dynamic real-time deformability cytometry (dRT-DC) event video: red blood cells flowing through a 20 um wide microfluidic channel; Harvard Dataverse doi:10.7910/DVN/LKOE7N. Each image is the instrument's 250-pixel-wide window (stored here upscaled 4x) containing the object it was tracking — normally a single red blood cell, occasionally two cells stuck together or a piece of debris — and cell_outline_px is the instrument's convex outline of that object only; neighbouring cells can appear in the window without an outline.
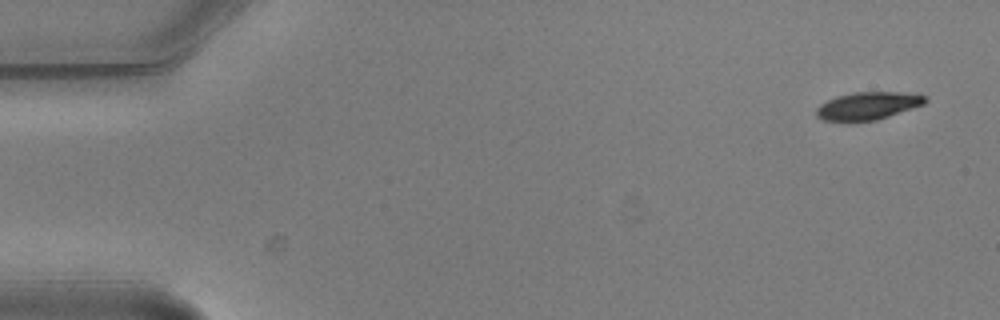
{"species": "common noctule bat (a hibernating species)", "species_latin": "Nyctalus noctula", "temperature_condition": "warm", "stored_images_in_passage": 4, "camera_frame_rate_fps": 3000, "um_per_image_px": 0.085, "animal": {"sex": "male", "body_mass_g": 20.5, "forearm_length_mm": 52.5}, "frame": {"image": 1, "passage_image": 1, "time_ms": 0.0, "image_size_px": [1000, 320], "cell_outline_px": [[928, 100], [924, 104], [876, 120], [820, 120], [816, 116], [816, 108], [820, 104], [836, 96], [856, 92], [900, 92], [928, 96]], "centroid_in_image_um": [73.77, 8.98], "position_along_channel_um": 11.2, "area_um2": 17.28}}